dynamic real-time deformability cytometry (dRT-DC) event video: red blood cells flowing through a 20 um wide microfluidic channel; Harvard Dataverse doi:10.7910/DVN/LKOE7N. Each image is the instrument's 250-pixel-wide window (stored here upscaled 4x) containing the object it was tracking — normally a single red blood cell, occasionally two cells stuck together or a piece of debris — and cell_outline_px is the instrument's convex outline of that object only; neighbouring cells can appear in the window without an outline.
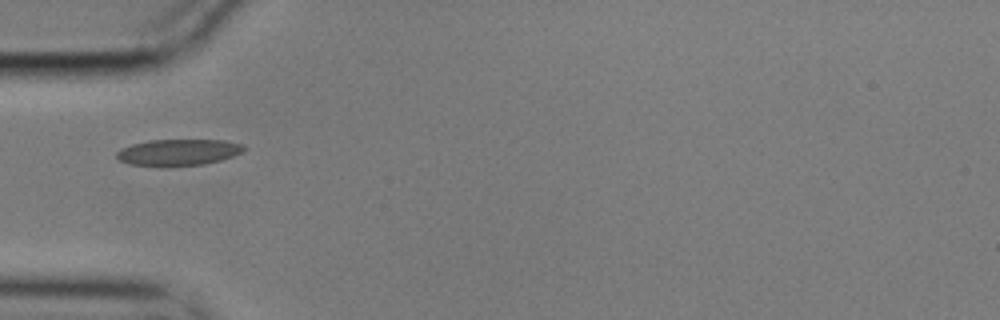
{"species": "common noctule bat (a hibernating species)", "species_latin": "Nyctalus noctula", "temperature_condition": "cold", "stored_images_in_passage": 40, "camera_frame_rate_fps": 3000, "um_per_image_px": 0.085, "animal": {"sex": "male", "body_mass_g": 17.9}, "frame": {"image": 1, "passage_image": 1, "time_ms": 0.0, "image_size_px": [1000, 320], "cell_outline_px": [[248, 148], [232, 156], [220, 160], [204, 164], [160, 168], [128, 164], [120, 160], [116, 156], [116, 152], [120, 148], [132, 144], [148, 140], [224, 140], [240, 144]], "centroid_in_image_um": [15.09, 12.97], "position_along_channel_um": 69.9, "area_um2": 19.94}}
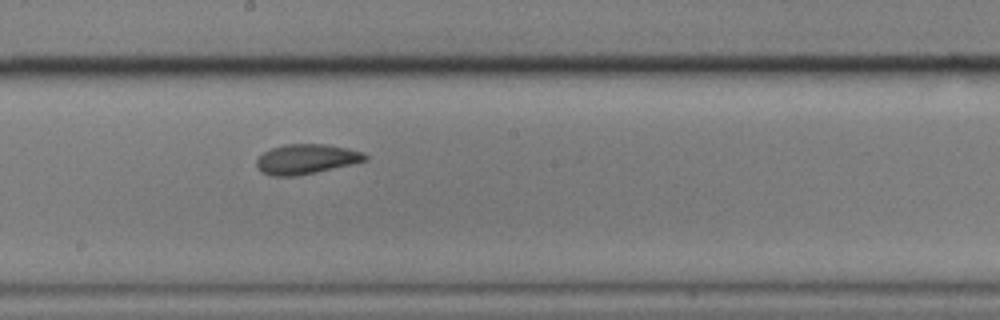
{"frame": {"image": 2, "passage_image": 14, "time_ms": 4.333, "image_size_px": [1000, 320], "cell_outline_px": [[368, 160], [316, 172], [296, 176], [272, 176], [260, 172], [256, 168], [256, 160], [264, 152], [272, 148], [284, 144], [324, 144], [348, 148], [364, 152], [368, 156]], "centroid_in_image_um": [26.02, 13.52], "position_along_channel_um": 222.2, "area_um2": 18.96}}
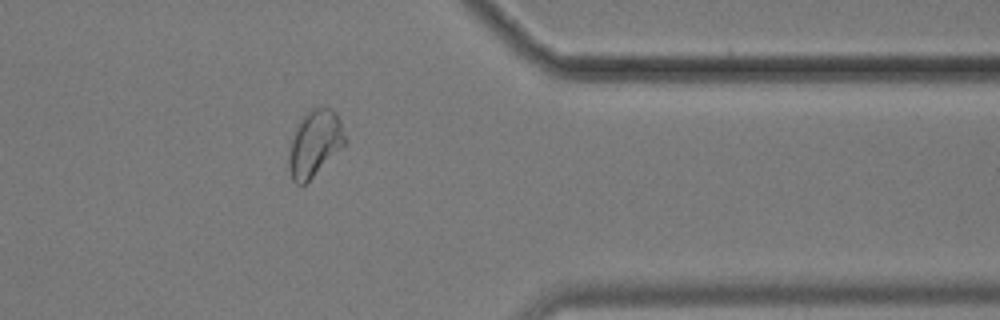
{"frame": {"image": 3, "passage_image": 29, "time_ms": 9.333, "image_size_px": [1000, 320], "cell_outline_px": [[348, 140], [304, 184], [296, 184], [292, 180], [288, 168], [288, 152], [292, 136], [296, 124], [312, 108], [332, 108], [336, 112], [340, 120]], "centroid_in_image_um": [26.72, 12.16], "position_along_channel_um": 384.7, "area_um2": 21.44}, "authors_computed_cell_mechanics": {"area_um2": 18.9295, "velocity_mm_per_s": 3.5055, "shape_relaxation_time_tau1_ms": 4.2814, "shape_relaxation_time_tau2_ms": 1.3954, "deformation_change_tau1": 0.1325, "deformation_change_tau2": 0.0618}}